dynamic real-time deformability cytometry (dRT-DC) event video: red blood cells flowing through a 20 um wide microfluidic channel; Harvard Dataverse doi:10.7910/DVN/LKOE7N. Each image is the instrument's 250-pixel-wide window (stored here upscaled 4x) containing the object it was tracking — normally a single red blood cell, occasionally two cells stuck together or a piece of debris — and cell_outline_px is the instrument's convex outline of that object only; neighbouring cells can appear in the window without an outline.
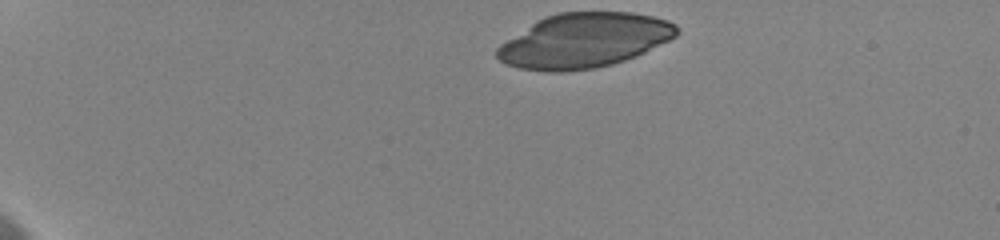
{"species": "human", "species_latin": "Homo sapiens", "temperature_condition": "cold", "stored_images_in_passage": 34, "camera_frame_rate_fps": 3000, "um_per_image_px": 0.085, "donor": {"sex": "female"}, "frame": {"image": 1, "passage_image": 1, "time_ms": 0.0, "image_size_px": [1000, 240], "cell_outline_px": [[680, 32], [676, 36], [636, 56], [612, 64], [592, 68], [556, 72], [552, 72], [520, 68], [504, 64], [496, 56], [496, 48], [500, 44], [536, 20], [544, 16], [556, 12], [632, 12], [652, 16], [668, 20], [676, 24]], "centroid_in_image_um": [49.63, 3.43], "position_along_channel_um": 35.4, "area_um2": 57.11}}